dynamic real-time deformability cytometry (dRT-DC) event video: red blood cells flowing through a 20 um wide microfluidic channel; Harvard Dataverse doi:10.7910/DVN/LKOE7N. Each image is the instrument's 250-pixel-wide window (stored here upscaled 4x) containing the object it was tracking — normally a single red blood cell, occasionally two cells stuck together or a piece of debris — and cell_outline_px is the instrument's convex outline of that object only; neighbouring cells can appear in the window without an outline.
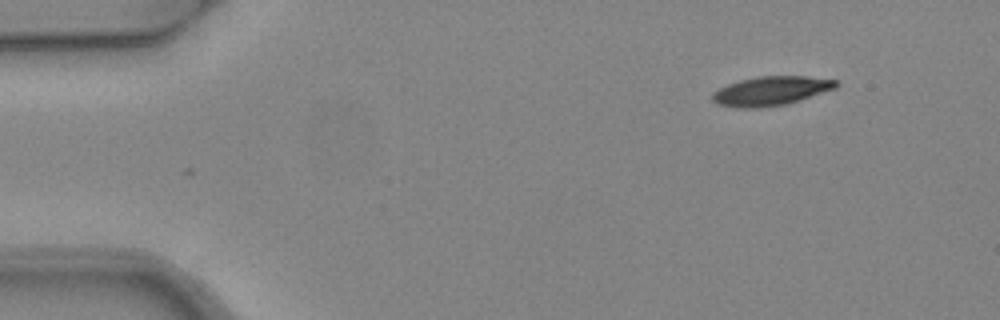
{"species": "common noctule bat (a hibernating species)", "species_latin": "Nyctalus noctula", "temperature_condition": "warm", "stored_images_in_passage": 3, "camera_frame_rate_fps": 3000, "um_per_image_px": 0.085, "animal": {"sex": "female", "body_mass_g": 24.6, "forearm_length_mm": 56.2}, "frame": {"image": 1, "passage_image": 3, "time_ms": 0.667, "image_size_px": [1000, 320], "cell_outline_px": [[840, 84], [836, 88], [788, 104], [760, 108], [736, 108], [716, 104], [712, 100], [712, 92], [728, 84], [740, 80], [756, 76], [808, 76], [836, 80]], "centroid_in_image_um": [65.52, 7.73], "position_along_channel_um": 19.5, "area_um2": 21.21}}